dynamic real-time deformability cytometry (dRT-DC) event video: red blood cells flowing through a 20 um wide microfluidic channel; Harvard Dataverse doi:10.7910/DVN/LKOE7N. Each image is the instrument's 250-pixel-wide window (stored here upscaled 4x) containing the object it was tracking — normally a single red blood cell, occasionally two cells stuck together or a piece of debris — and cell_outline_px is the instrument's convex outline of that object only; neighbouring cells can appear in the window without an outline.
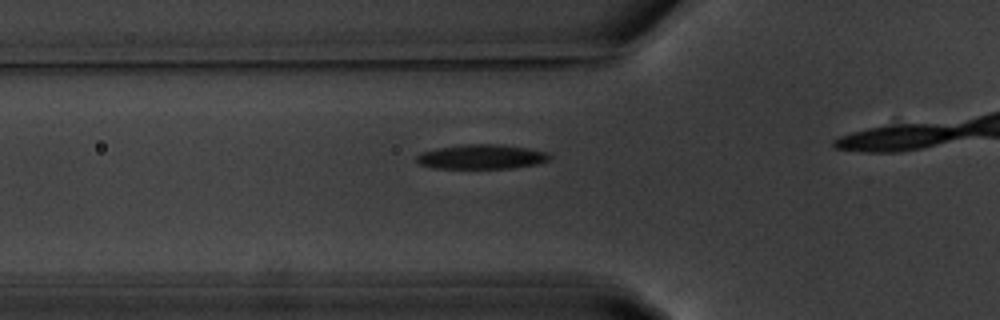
{"species": "common noctule bat (a hibernating species)", "species_latin": "Nyctalus noctula", "temperature_condition": "warm", "stored_images_in_passage": 13, "camera_frame_rate_fps": 3000, "um_per_image_px": 0.085, "animal": {"sex": "male", "body_mass_g": 20.1, "forearm_length_mm": 53.5}, "frame": {"image": 1, "passage_image": 8, "time_ms": 2.333, "image_size_px": [1000, 320], "cell_outline_px": [[552, 156], [548, 160], [536, 164], [512, 168], [432, 168], [420, 164], [416, 160], [416, 156], [420, 152], [436, 148], [464, 144], [500, 144], [524, 148], [544, 152]], "centroid_in_image_um": [40.86, 13.32], "position_along_channel_um": 84.9, "area_um2": 18.9}}